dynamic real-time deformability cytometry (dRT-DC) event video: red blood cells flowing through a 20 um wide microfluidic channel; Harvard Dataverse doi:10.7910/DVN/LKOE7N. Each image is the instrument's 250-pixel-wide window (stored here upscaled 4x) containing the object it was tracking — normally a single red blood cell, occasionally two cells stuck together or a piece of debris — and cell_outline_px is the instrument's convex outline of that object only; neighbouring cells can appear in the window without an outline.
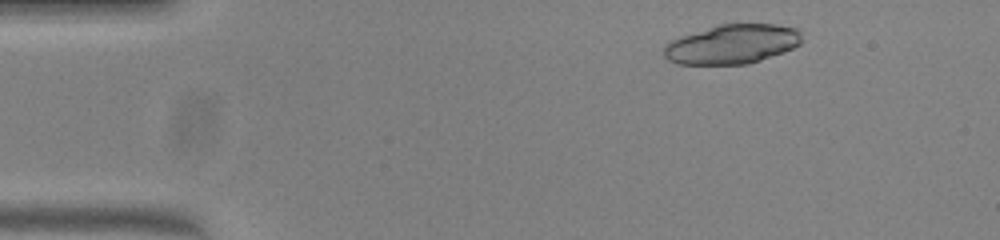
{"species": "common noctule bat (a hibernating species)", "species_latin": "Nyctalus noctula", "temperature_condition": "warm", "stored_images_in_passage": 48, "camera_frame_rate_fps": 3000, "um_per_image_px": 0.085, "animal": {"sex": "female", "body_mass_g": 23.0, "forearm_length_mm": 53.4}, "frame": {"image": 1, "passage_image": 4, "time_ms": 1.0, "image_size_px": [1000, 240], "cell_outline_px": [[800, 44], [784, 52], [748, 64], [676, 64], [668, 60], [664, 56], [664, 48], [672, 40], [680, 36], [720, 24], [776, 24], [796, 28], [800, 32]], "centroid_in_image_um": [62.23, 3.76], "position_along_channel_um": 22.8, "area_um2": 31.44}}